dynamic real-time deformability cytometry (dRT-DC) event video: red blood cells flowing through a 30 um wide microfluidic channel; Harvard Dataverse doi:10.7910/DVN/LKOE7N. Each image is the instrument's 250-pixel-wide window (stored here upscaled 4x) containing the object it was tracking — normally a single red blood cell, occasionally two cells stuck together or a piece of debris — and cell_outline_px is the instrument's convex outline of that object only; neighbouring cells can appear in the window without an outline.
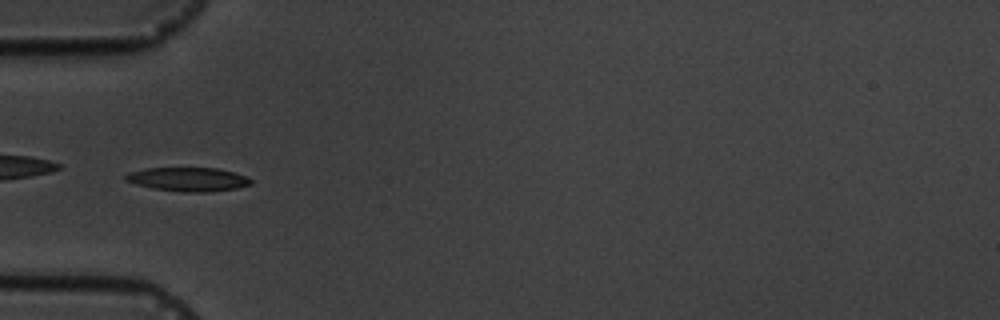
{"species": "common noctule bat (a hibernating species)", "species_latin": "Nyctalus noctula", "temperature_condition": "cold", "stored_images_in_passage": 10, "camera_frame_rate_fps": 3000, "um_per_image_px": 0.085, "animal": {"sex": "male", "body_mass_g": 19.5, "forearm_length_mm": 54.6}, "frame": {"image": 1, "passage_image": 5, "time_ms": 5.667, "image_size_px": [1000, 320], "cell_outline_px": [[252, 184], [236, 188], [208, 192], [180, 192], [152, 188], [136, 184], [124, 180], [124, 176], [128, 172], [148, 168], [216, 168], [232, 172], [244, 176], [252, 180]], "centroid_in_image_um": [15.95, 15.24], "position_along_channel_um": 69.1, "area_um2": 17.34}}
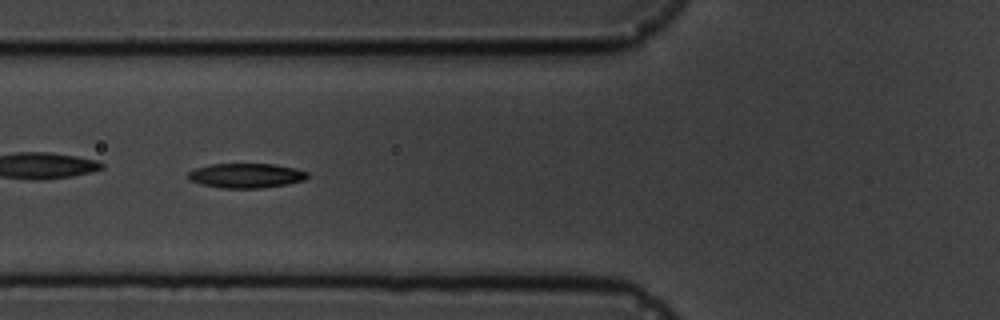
{"frame": {"image": 2, "passage_image": 6, "time_ms": 6.667, "image_size_px": [1000, 320], "cell_outline_px": [[308, 176], [304, 180], [288, 184], [260, 188], [224, 188], [200, 184], [188, 180], [188, 172], [196, 168], [212, 164], [276, 164], [296, 168], [308, 172]], "centroid_in_image_um": [20.93, 14.92], "position_along_channel_um": 104.9, "area_um2": 17.17}}